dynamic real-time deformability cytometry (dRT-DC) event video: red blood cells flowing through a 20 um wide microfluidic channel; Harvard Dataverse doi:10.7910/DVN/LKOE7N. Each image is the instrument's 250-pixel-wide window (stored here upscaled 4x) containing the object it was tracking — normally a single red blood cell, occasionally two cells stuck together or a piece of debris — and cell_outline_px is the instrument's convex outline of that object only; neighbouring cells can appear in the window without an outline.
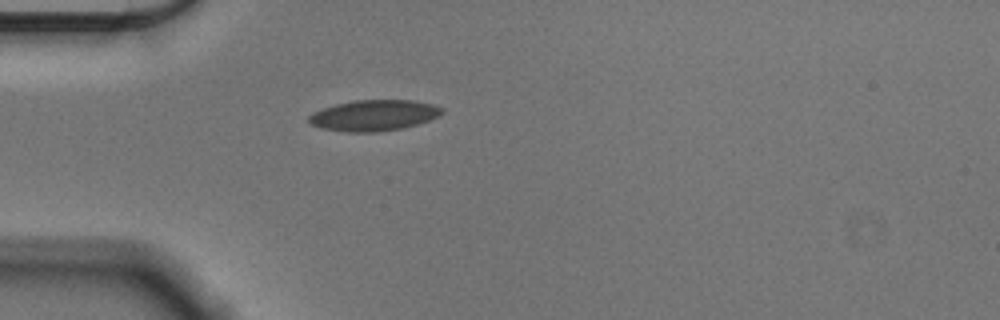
{"species": "Egyptian fruit bat (a non-hibernating species)", "species_latin": "Rousettus aegyptiacus", "temperature_condition": "cold", "stored_images_in_passage": 37, "camera_frame_rate_fps": 3000, "um_per_image_px": 0.085, "animal": {"sex": "male"}, "frame": {"image": 1, "passage_image": 1, "time_ms": 0.0, "image_size_px": [1000, 320], "cell_outline_px": [[444, 112], [440, 116], [404, 128], [376, 132], [348, 132], [324, 128], [312, 124], [308, 120], [308, 116], [312, 112], [336, 104], [352, 100], [412, 100], [432, 104], [444, 108]], "centroid_in_image_um": [31.81, 9.8], "position_along_channel_um": 53.2, "area_um2": 23.93}}
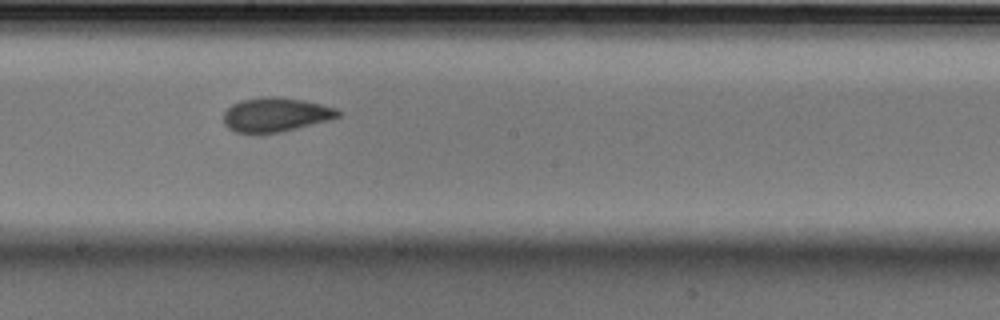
{"frame": {"image": 2, "passage_image": 16, "time_ms": 5.0, "image_size_px": [1000, 320], "cell_outline_px": [[340, 116], [332, 120], [280, 132], [236, 132], [228, 128], [224, 124], [224, 112], [232, 104], [240, 100], [264, 96], [280, 96], [304, 100], [336, 108], [340, 112]], "centroid_in_image_um": [23.45, 9.73], "position_along_channel_um": 224.7, "area_um2": 22.83}}
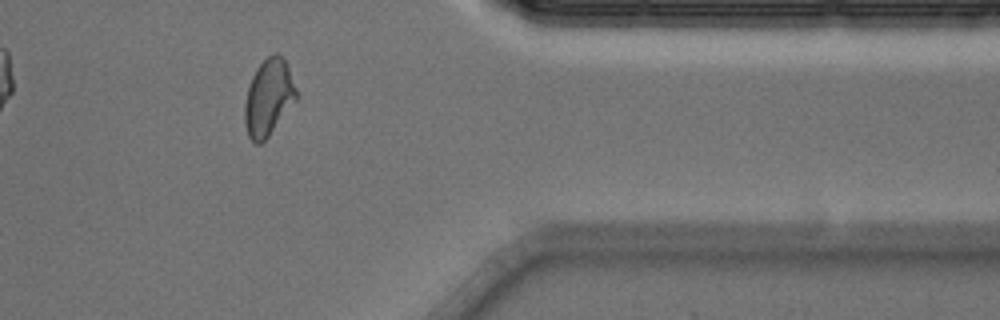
{"frame": {"image": 3, "passage_image": 31, "time_ms": 10.0, "image_size_px": [1000, 320], "cell_outline_px": [[300, 96], [268, 136], [260, 144], [256, 144], [248, 136], [244, 124], [244, 104], [248, 88], [252, 76], [256, 68], [268, 56], [276, 52], [284, 56], [288, 64]], "centroid_in_image_um": [22.85, 8.25], "position_along_channel_um": 388.5, "area_um2": 23.41}, "authors_computed_cell_mechanics": {"area_um2": 22.9466, "velocity_mm_per_s": 3.5858, "shape_relaxation_time_tau1_ms": 4.7652, "shape_relaxation_time_tau2_ms": 1.5947, "deformation_change_tau1": 0.1367, "deformation_change_tau2": 0.0664}}